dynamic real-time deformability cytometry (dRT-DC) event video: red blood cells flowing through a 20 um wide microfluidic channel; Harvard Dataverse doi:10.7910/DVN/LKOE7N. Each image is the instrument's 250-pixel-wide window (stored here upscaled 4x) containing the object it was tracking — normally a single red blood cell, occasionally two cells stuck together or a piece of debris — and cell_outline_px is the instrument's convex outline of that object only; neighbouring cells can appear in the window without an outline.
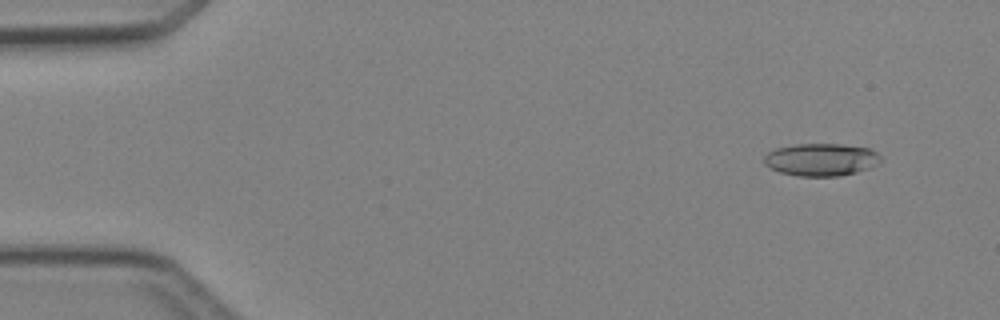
{"species": "Egyptian fruit bat (a non-hibernating species)", "species_latin": "Rousettus aegyptiacus", "temperature_condition": "cold", "stored_images_in_passage": 4, "camera_frame_rate_fps": 3000, "um_per_image_px": 0.085, "animal": {"sex": "female"}, "frame": {"image": 1, "passage_image": 1, "time_ms": 0.0, "image_size_px": [1000, 320], "cell_outline_px": [[880, 160], [876, 164], [868, 168], [856, 172], [840, 176], [796, 176], [780, 172], [764, 164], [764, 156], [768, 152], [776, 148], [796, 144], [840, 144], [868, 148], [876, 152], [880, 156]], "centroid_in_image_um": [69.77, 13.57], "position_along_channel_um": 15.2, "area_um2": 21.96}}
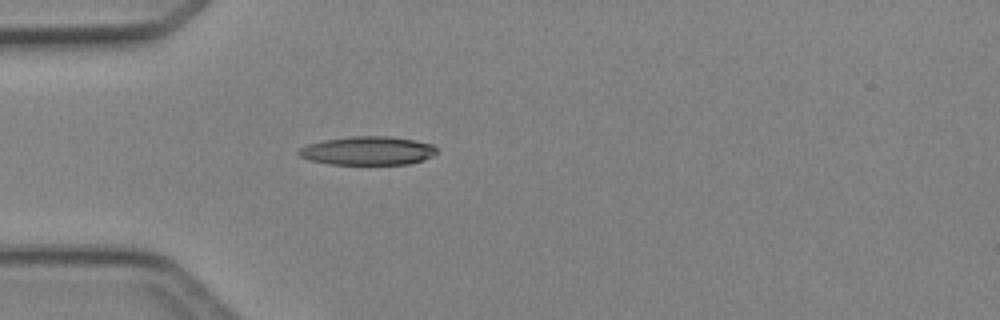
{"frame": {"image": 2, "passage_image": 4, "time_ms": 3.333, "image_size_px": [1000, 320], "cell_outline_px": [[436, 152], [432, 156], [424, 160], [408, 164], [332, 164], [312, 160], [300, 156], [296, 152], [300, 148], [308, 144], [324, 140], [348, 136], [388, 136], [416, 140], [432, 144], [436, 148]], "centroid_in_image_um": [31.28, 12.8], "position_along_channel_um": 53.7, "area_um2": 22.95}}